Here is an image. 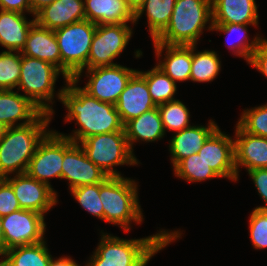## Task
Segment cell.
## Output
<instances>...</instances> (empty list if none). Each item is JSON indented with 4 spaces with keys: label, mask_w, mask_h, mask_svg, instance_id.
Instances as JSON below:
<instances>
[{
    "label": "cell",
    "mask_w": 267,
    "mask_h": 266,
    "mask_svg": "<svg viewBox=\"0 0 267 266\" xmlns=\"http://www.w3.org/2000/svg\"><path fill=\"white\" fill-rule=\"evenodd\" d=\"M76 84L74 79L66 80V86L57 93L58 100L68 110L65 122L75 119L80 126L72 135L62 136L79 143L94 135L124 131V124L114 104L91 97Z\"/></svg>",
    "instance_id": "obj_1"
},
{
    "label": "cell",
    "mask_w": 267,
    "mask_h": 266,
    "mask_svg": "<svg viewBox=\"0 0 267 266\" xmlns=\"http://www.w3.org/2000/svg\"><path fill=\"white\" fill-rule=\"evenodd\" d=\"M180 237L179 231L166 230L130 240L102 233L97 249L85 266H146L152 256Z\"/></svg>",
    "instance_id": "obj_2"
},
{
    "label": "cell",
    "mask_w": 267,
    "mask_h": 266,
    "mask_svg": "<svg viewBox=\"0 0 267 266\" xmlns=\"http://www.w3.org/2000/svg\"><path fill=\"white\" fill-rule=\"evenodd\" d=\"M51 114L42 112L33 122L9 127L0 140V178L10 173H26L38 144L50 132L47 131Z\"/></svg>",
    "instance_id": "obj_3"
},
{
    "label": "cell",
    "mask_w": 267,
    "mask_h": 266,
    "mask_svg": "<svg viewBox=\"0 0 267 266\" xmlns=\"http://www.w3.org/2000/svg\"><path fill=\"white\" fill-rule=\"evenodd\" d=\"M207 22L211 31L212 0H176L167 27L153 41L167 45H196Z\"/></svg>",
    "instance_id": "obj_4"
},
{
    "label": "cell",
    "mask_w": 267,
    "mask_h": 266,
    "mask_svg": "<svg viewBox=\"0 0 267 266\" xmlns=\"http://www.w3.org/2000/svg\"><path fill=\"white\" fill-rule=\"evenodd\" d=\"M137 186L134 180L122 176H108L99 183L105 222L119 225L125 232L130 230L132 221L137 224L142 222Z\"/></svg>",
    "instance_id": "obj_5"
},
{
    "label": "cell",
    "mask_w": 267,
    "mask_h": 266,
    "mask_svg": "<svg viewBox=\"0 0 267 266\" xmlns=\"http://www.w3.org/2000/svg\"><path fill=\"white\" fill-rule=\"evenodd\" d=\"M95 30L96 24L86 19L54 30L65 80L74 79L78 83L83 70L87 69Z\"/></svg>",
    "instance_id": "obj_6"
},
{
    "label": "cell",
    "mask_w": 267,
    "mask_h": 266,
    "mask_svg": "<svg viewBox=\"0 0 267 266\" xmlns=\"http://www.w3.org/2000/svg\"><path fill=\"white\" fill-rule=\"evenodd\" d=\"M62 73L53 64L21 54V70L18 90L21 89L35 106L42 112L53 115L50 103L54 98V86Z\"/></svg>",
    "instance_id": "obj_7"
},
{
    "label": "cell",
    "mask_w": 267,
    "mask_h": 266,
    "mask_svg": "<svg viewBox=\"0 0 267 266\" xmlns=\"http://www.w3.org/2000/svg\"><path fill=\"white\" fill-rule=\"evenodd\" d=\"M80 143L87 158L108 176H121L114 166L138 165L139 161L131 150L124 131L94 135Z\"/></svg>",
    "instance_id": "obj_8"
},
{
    "label": "cell",
    "mask_w": 267,
    "mask_h": 266,
    "mask_svg": "<svg viewBox=\"0 0 267 266\" xmlns=\"http://www.w3.org/2000/svg\"><path fill=\"white\" fill-rule=\"evenodd\" d=\"M132 33L127 23L96 25L87 69L117 65L113 60L126 48Z\"/></svg>",
    "instance_id": "obj_9"
},
{
    "label": "cell",
    "mask_w": 267,
    "mask_h": 266,
    "mask_svg": "<svg viewBox=\"0 0 267 266\" xmlns=\"http://www.w3.org/2000/svg\"><path fill=\"white\" fill-rule=\"evenodd\" d=\"M44 215L19 209L2 217V231L6 249L37 244L44 241L46 224Z\"/></svg>",
    "instance_id": "obj_10"
},
{
    "label": "cell",
    "mask_w": 267,
    "mask_h": 266,
    "mask_svg": "<svg viewBox=\"0 0 267 266\" xmlns=\"http://www.w3.org/2000/svg\"><path fill=\"white\" fill-rule=\"evenodd\" d=\"M108 175L87 158L80 143L63 136L62 179L69 181L70 190L78 186L102 183Z\"/></svg>",
    "instance_id": "obj_11"
},
{
    "label": "cell",
    "mask_w": 267,
    "mask_h": 266,
    "mask_svg": "<svg viewBox=\"0 0 267 266\" xmlns=\"http://www.w3.org/2000/svg\"><path fill=\"white\" fill-rule=\"evenodd\" d=\"M86 70L90 79L82 89L91 97L114 105L131 76L137 71L120 64Z\"/></svg>",
    "instance_id": "obj_12"
},
{
    "label": "cell",
    "mask_w": 267,
    "mask_h": 266,
    "mask_svg": "<svg viewBox=\"0 0 267 266\" xmlns=\"http://www.w3.org/2000/svg\"><path fill=\"white\" fill-rule=\"evenodd\" d=\"M62 162L63 136L61 133L51 130L38 144L26 173L51 187L49 178L62 179Z\"/></svg>",
    "instance_id": "obj_13"
},
{
    "label": "cell",
    "mask_w": 267,
    "mask_h": 266,
    "mask_svg": "<svg viewBox=\"0 0 267 266\" xmlns=\"http://www.w3.org/2000/svg\"><path fill=\"white\" fill-rule=\"evenodd\" d=\"M5 179L11 184L21 209L44 215L58 202L57 193L52 187L27 173L16 174L13 178L7 176Z\"/></svg>",
    "instance_id": "obj_14"
},
{
    "label": "cell",
    "mask_w": 267,
    "mask_h": 266,
    "mask_svg": "<svg viewBox=\"0 0 267 266\" xmlns=\"http://www.w3.org/2000/svg\"><path fill=\"white\" fill-rule=\"evenodd\" d=\"M198 154L219 177L237 181L234 139L219 127L207 138Z\"/></svg>",
    "instance_id": "obj_15"
},
{
    "label": "cell",
    "mask_w": 267,
    "mask_h": 266,
    "mask_svg": "<svg viewBox=\"0 0 267 266\" xmlns=\"http://www.w3.org/2000/svg\"><path fill=\"white\" fill-rule=\"evenodd\" d=\"M115 107L123 124L156 107L151 99L146 79L138 70L129 79Z\"/></svg>",
    "instance_id": "obj_16"
},
{
    "label": "cell",
    "mask_w": 267,
    "mask_h": 266,
    "mask_svg": "<svg viewBox=\"0 0 267 266\" xmlns=\"http://www.w3.org/2000/svg\"><path fill=\"white\" fill-rule=\"evenodd\" d=\"M236 125L234 153L238 179L239 166H244L247 171L267 168V138L249 134Z\"/></svg>",
    "instance_id": "obj_17"
},
{
    "label": "cell",
    "mask_w": 267,
    "mask_h": 266,
    "mask_svg": "<svg viewBox=\"0 0 267 266\" xmlns=\"http://www.w3.org/2000/svg\"><path fill=\"white\" fill-rule=\"evenodd\" d=\"M35 22L44 28L56 30L85 20L84 0H57L35 14Z\"/></svg>",
    "instance_id": "obj_18"
},
{
    "label": "cell",
    "mask_w": 267,
    "mask_h": 266,
    "mask_svg": "<svg viewBox=\"0 0 267 266\" xmlns=\"http://www.w3.org/2000/svg\"><path fill=\"white\" fill-rule=\"evenodd\" d=\"M42 111L28 98L13 90H0V123L7 128L24 120L16 126H23L33 122Z\"/></svg>",
    "instance_id": "obj_19"
},
{
    "label": "cell",
    "mask_w": 267,
    "mask_h": 266,
    "mask_svg": "<svg viewBox=\"0 0 267 266\" xmlns=\"http://www.w3.org/2000/svg\"><path fill=\"white\" fill-rule=\"evenodd\" d=\"M217 128L215 121L210 120L207 127L194 125L175 132L169 144L173 168L184 158L198 153L207 138Z\"/></svg>",
    "instance_id": "obj_20"
},
{
    "label": "cell",
    "mask_w": 267,
    "mask_h": 266,
    "mask_svg": "<svg viewBox=\"0 0 267 266\" xmlns=\"http://www.w3.org/2000/svg\"><path fill=\"white\" fill-rule=\"evenodd\" d=\"M157 58L166 50L165 58L156 65L175 83L190 80L192 45H167L153 41Z\"/></svg>",
    "instance_id": "obj_21"
},
{
    "label": "cell",
    "mask_w": 267,
    "mask_h": 266,
    "mask_svg": "<svg viewBox=\"0 0 267 266\" xmlns=\"http://www.w3.org/2000/svg\"><path fill=\"white\" fill-rule=\"evenodd\" d=\"M255 0H212V24L258 25Z\"/></svg>",
    "instance_id": "obj_22"
},
{
    "label": "cell",
    "mask_w": 267,
    "mask_h": 266,
    "mask_svg": "<svg viewBox=\"0 0 267 266\" xmlns=\"http://www.w3.org/2000/svg\"><path fill=\"white\" fill-rule=\"evenodd\" d=\"M21 54L49 62L61 71V56L54 30L41 27L36 22L29 29Z\"/></svg>",
    "instance_id": "obj_23"
},
{
    "label": "cell",
    "mask_w": 267,
    "mask_h": 266,
    "mask_svg": "<svg viewBox=\"0 0 267 266\" xmlns=\"http://www.w3.org/2000/svg\"><path fill=\"white\" fill-rule=\"evenodd\" d=\"M26 19L23 13L0 10V44L8 51L21 52L25 47L35 17L31 21Z\"/></svg>",
    "instance_id": "obj_24"
},
{
    "label": "cell",
    "mask_w": 267,
    "mask_h": 266,
    "mask_svg": "<svg viewBox=\"0 0 267 266\" xmlns=\"http://www.w3.org/2000/svg\"><path fill=\"white\" fill-rule=\"evenodd\" d=\"M85 17L96 25L135 23L125 0H84Z\"/></svg>",
    "instance_id": "obj_25"
},
{
    "label": "cell",
    "mask_w": 267,
    "mask_h": 266,
    "mask_svg": "<svg viewBox=\"0 0 267 266\" xmlns=\"http://www.w3.org/2000/svg\"><path fill=\"white\" fill-rule=\"evenodd\" d=\"M124 132L132 151L136 141L152 142L163 138L166 133L158 107L126 122Z\"/></svg>",
    "instance_id": "obj_26"
},
{
    "label": "cell",
    "mask_w": 267,
    "mask_h": 266,
    "mask_svg": "<svg viewBox=\"0 0 267 266\" xmlns=\"http://www.w3.org/2000/svg\"><path fill=\"white\" fill-rule=\"evenodd\" d=\"M46 242L37 244L16 246L6 250L4 260L0 266H49L52 255H50Z\"/></svg>",
    "instance_id": "obj_27"
},
{
    "label": "cell",
    "mask_w": 267,
    "mask_h": 266,
    "mask_svg": "<svg viewBox=\"0 0 267 266\" xmlns=\"http://www.w3.org/2000/svg\"><path fill=\"white\" fill-rule=\"evenodd\" d=\"M176 0H146L134 14L135 23L146 11L149 31L154 40L168 25Z\"/></svg>",
    "instance_id": "obj_28"
},
{
    "label": "cell",
    "mask_w": 267,
    "mask_h": 266,
    "mask_svg": "<svg viewBox=\"0 0 267 266\" xmlns=\"http://www.w3.org/2000/svg\"><path fill=\"white\" fill-rule=\"evenodd\" d=\"M145 79L152 101L156 106L174 99L177 84L159 67L155 66L149 71H138Z\"/></svg>",
    "instance_id": "obj_29"
},
{
    "label": "cell",
    "mask_w": 267,
    "mask_h": 266,
    "mask_svg": "<svg viewBox=\"0 0 267 266\" xmlns=\"http://www.w3.org/2000/svg\"><path fill=\"white\" fill-rule=\"evenodd\" d=\"M192 45V65L190 80L194 82H211L219 74L221 61L215 51L204 50L195 52Z\"/></svg>",
    "instance_id": "obj_30"
},
{
    "label": "cell",
    "mask_w": 267,
    "mask_h": 266,
    "mask_svg": "<svg viewBox=\"0 0 267 266\" xmlns=\"http://www.w3.org/2000/svg\"><path fill=\"white\" fill-rule=\"evenodd\" d=\"M173 170L176 177L190 182L219 178L198 153H194L181 160Z\"/></svg>",
    "instance_id": "obj_31"
},
{
    "label": "cell",
    "mask_w": 267,
    "mask_h": 266,
    "mask_svg": "<svg viewBox=\"0 0 267 266\" xmlns=\"http://www.w3.org/2000/svg\"><path fill=\"white\" fill-rule=\"evenodd\" d=\"M211 30L220 31L230 36L233 33H239L240 36L242 35L237 41H235L237 43L232 41L233 43L229 44V49L233 50V53H235L237 56L243 57L248 64L262 38L256 36L253 41L249 43L247 36V25L243 24H212Z\"/></svg>",
    "instance_id": "obj_32"
},
{
    "label": "cell",
    "mask_w": 267,
    "mask_h": 266,
    "mask_svg": "<svg viewBox=\"0 0 267 266\" xmlns=\"http://www.w3.org/2000/svg\"><path fill=\"white\" fill-rule=\"evenodd\" d=\"M163 127L169 131H181L189 126L190 113L180 100H173L157 106Z\"/></svg>",
    "instance_id": "obj_33"
},
{
    "label": "cell",
    "mask_w": 267,
    "mask_h": 266,
    "mask_svg": "<svg viewBox=\"0 0 267 266\" xmlns=\"http://www.w3.org/2000/svg\"><path fill=\"white\" fill-rule=\"evenodd\" d=\"M21 70V52L0 53V90H13L18 86Z\"/></svg>",
    "instance_id": "obj_34"
},
{
    "label": "cell",
    "mask_w": 267,
    "mask_h": 266,
    "mask_svg": "<svg viewBox=\"0 0 267 266\" xmlns=\"http://www.w3.org/2000/svg\"><path fill=\"white\" fill-rule=\"evenodd\" d=\"M70 192L83 209L104 220L103 204L99 197V183L78 186L71 189Z\"/></svg>",
    "instance_id": "obj_35"
},
{
    "label": "cell",
    "mask_w": 267,
    "mask_h": 266,
    "mask_svg": "<svg viewBox=\"0 0 267 266\" xmlns=\"http://www.w3.org/2000/svg\"><path fill=\"white\" fill-rule=\"evenodd\" d=\"M237 124L249 134L267 138V103L244 110Z\"/></svg>",
    "instance_id": "obj_36"
},
{
    "label": "cell",
    "mask_w": 267,
    "mask_h": 266,
    "mask_svg": "<svg viewBox=\"0 0 267 266\" xmlns=\"http://www.w3.org/2000/svg\"><path fill=\"white\" fill-rule=\"evenodd\" d=\"M250 237L255 249L267 248V210L254 209L249 219Z\"/></svg>",
    "instance_id": "obj_37"
},
{
    "label": "cell",
    "mask_w": 267,
    "mask_h": 266,
    "mask_svg": "<svg viewBox=\"0 0 267 266\" xmlns=\"http://www.w3.org/2000/svg\"><path fill=\"white\" fill-rule=\"evenodd\" d=\"M21 209L11 184L0 178V216L4 217Z\"/></svg>",
    "instance_id": "obj_38"
},
{
    "label": "cell",
    "mask_w": 267,
    "mask_h": 266,
    "mask_svg": "<svg viewBox=\"0 0 267 266\" xmlns=\"http://www.w3.org/2000/svg\"><path fill=\"white\" fill-rule=\"evenodd\" d=\"M259 195L264 200L266 206H259L256 209L267 210V168L252 169L248 171Z\"/></svg>",
    "instance_id": "obj_39"
},
{
    "label": "cell",
    "mask_w": 267,
    "mask_h": 266,
    "mask_svg": "<svg viewBox=\"0 0 267 266\" xmlns=\"http://www.w3.org/2000/svg\"><path fill=\"white\" fill-rule=\"evenodd\" d=\"M249 64L259 70L260 73L267 78V39L261 38Z\"/></svg>",
    "instance_id": "obj_40"
},
{
    "label": "cell",
    "mask_w": 267,
    "mask_h": 266,
    "mask_svg": "<svg viewBox=\"0 0 267 266\" xmlns=\"http://www.w3.org/2000/svg\"><path fill=\"white\" fill-rule=\"evenodd\" d=\"M0 9L4 11H16L23 14L25 12L31 13L29 0H0Z\"/></svg>",
    "instance_id": "obj_41"
},
{
    "label": "cell",
    "mask_w": 267,
    "mask_h": 266,
    "mask_svg": "<svg viewBox=\"0 0 267 266\" xmlns=\"http://www.w3.org/2000/svg\"><path fill=\"white\" fill-rule=\"evenodd\" d=\"M57 0H29L31 7V14H35L41 10L44 6L49 5Z\"/></svg>",
    "instance_id": "obj_42"
},
{
    "label": "cell",
    "mask_w": 267,
    "mask_h": 266,
    "mask_svg": "<svg viewBox=\"0 0 267 266\" xmlns=\"http://www.w3.org/2000/svg\"><path fill=\"white\" fill-rule=\"evenodd\" d=\"M49 266H80L78 265L74 260L68 257H60L57 260H50V265Z\"/></svg>",
    "instance_id": "obj_43"
},
{
    "label": "cell",
    "mask_w": 267,
    "mask_h": 266,
    "mask_svg": "<svg viewBox=\"0 0 267 266\" xmlns=\"http://www.w3.org/2000/svg\"><path fill=\"white\" fill-rule=\"evenodd\" d=\"M146 0H125L127 7L135 14Z\"/></svg>",
    "instance_id": "obj_44"
},
{
    "label": "cell",
    "mask_w": 267,
    "mask_h": 266,
    "mask_svg": "<svg viewBox=\"0 0 267 266\" xmlns=\"http://www.w3.org/2000/svg\"><path fill=\"white\" fill-rule=\"evenodd\" d=\"M6 250L2 231V217L0 216V256H5Z\"/></svg>",
    "instance_id": "obj_45"
},
{
    "label": "cell",
    "mask_w": 267,
    "mask_h": 266,
    "mask_svg": "<svg viewBox=\"0 0 267 266\" xmlns=\"http://www.w3.org/2000/svg\"><path fill=\"white\" fill-rule=\"evenodd\" d=\"M6 129L7 127L0 123V140L3 138Z\"/></svg>",
    "instance_id": "obj_46"
}]
</instances>
